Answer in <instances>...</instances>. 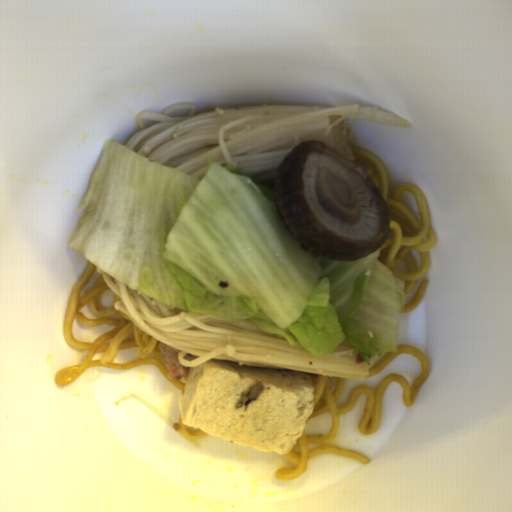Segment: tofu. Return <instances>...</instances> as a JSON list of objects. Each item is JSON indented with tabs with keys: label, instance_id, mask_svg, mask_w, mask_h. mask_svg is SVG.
Listing matches in <instances>:
<instances>
[{
	"label": "tofu",
	"instance_id": "1",
	"mask_svg": "<svg viewBox=\"0 0 512 512\" xmlns=\"http://www.w3.org/2000/svg\"><path fill=\"white\" fill-rule=\"evenodd\" d=\"M260 381L264 389L259 397L235 407ZM314 391L309 372L209 359L189 368L178 401L180 419L231 443L286 455L305 431L315 407Z\"/></svg>",
	"mask_w": 512,
	"mask_h": 512
}]
</instances>
